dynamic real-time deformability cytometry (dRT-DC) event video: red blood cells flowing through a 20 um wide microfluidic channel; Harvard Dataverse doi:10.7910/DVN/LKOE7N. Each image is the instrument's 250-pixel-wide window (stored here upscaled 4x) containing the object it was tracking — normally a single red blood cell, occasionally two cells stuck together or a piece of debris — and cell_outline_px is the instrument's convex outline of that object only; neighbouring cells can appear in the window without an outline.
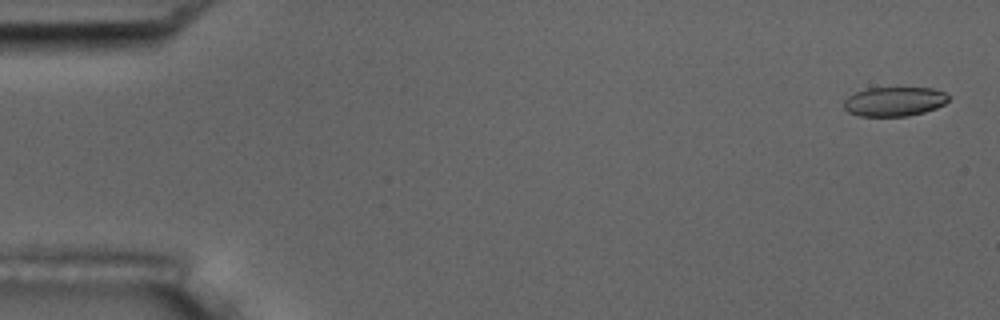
{"species": "common noctule bat (a hibernating species)", "species_latin": "Nyctalus noctula", "temperature_condition": "room temperature", "stored_images_in_passage": 4, "camera_frame_rate_fps": 3000, "um_per_image_px": 0.085, "animal": {"sex": "male", "body_mass_g": 17.5, "forearm_length_mm": 52.3}, "frame": {"image": 1, "passage_image": 1, "time_ms": 0.0, "image_size_px": [1000, 320], "cell_outline_px": [[948, 100], [944, 104], [936, 108], [924, 112], [908, 116], [860, 116], [848, 112], [844, 108], [844, 100], [848, 96], [856, 92], [868, 88], [932, 88], [944, 92], [948, 96]], "centroid_in_image_um": [76.0, 8.63], "position_along_channel_um": 9.0, "area_um2": 17.8}}
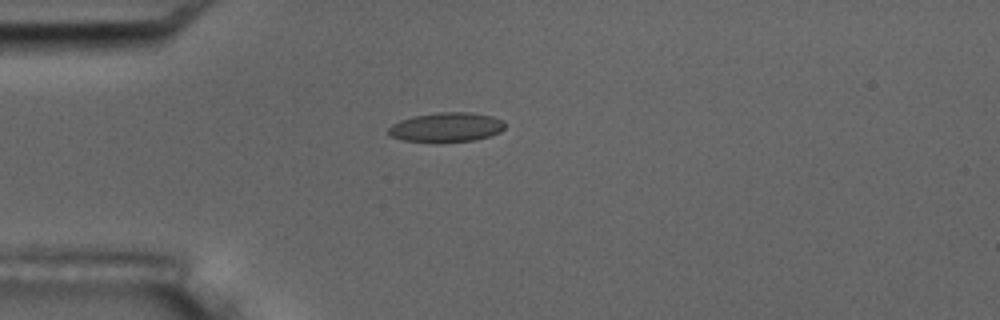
{"frame": {"image": 2, "passage_image": 4, "time_ms": 4.333, "image_size_px": [1000, 320], "cell_outline_px": [[504, 128], [500, 132], [476, 140], [436, 144], [404, 140], [392, 136], [388, 132], [388, 128], [392, 124], [400, 120], [412, 116], [440, 112], [468, 112], [492, 116], [504, 120]], "centroid_in_image_um": [37.93, 10.84], "position_along_channel_um": 47.1, "area_um2": 20.4}}